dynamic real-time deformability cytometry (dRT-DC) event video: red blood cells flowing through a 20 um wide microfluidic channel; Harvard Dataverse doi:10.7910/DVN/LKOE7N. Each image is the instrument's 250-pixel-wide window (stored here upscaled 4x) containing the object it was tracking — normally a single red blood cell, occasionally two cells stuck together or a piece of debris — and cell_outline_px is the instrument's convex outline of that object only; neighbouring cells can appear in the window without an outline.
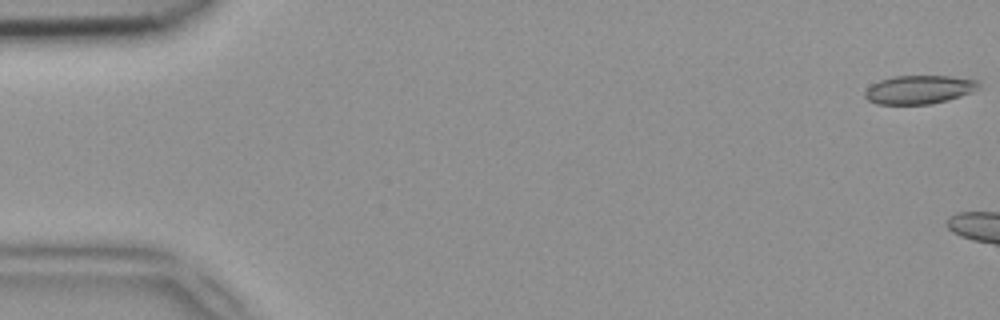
{"species": "common noctule bat (a hibernating species)", "species_latin": "Nyctalus noctula", "temperature_condition": "room temperature", "stored_images_in_passage": 5, "camera_frame_rate_fps": 3000, "um_per_image_px": 0.085, "animal": {"sex": "female", "body_mass_g": 18.4}, "frame": {"image": 1, "passage_image": 1, "time_ms": 0.0, "image_size_px": [1000, 320], "cell_outline_px": [[980, 88], [972, 92], [948, 100], [932, 104], [876, 104], [868, 100], [864, 96], [864, 92], [872, 84], [880, 80], [892, 76], [952, 76], [980, 80]], "centroid_in_image_um": [78.16, 7.61], "position_along_channel_um": 6.8, "area_um2": 19.13}}